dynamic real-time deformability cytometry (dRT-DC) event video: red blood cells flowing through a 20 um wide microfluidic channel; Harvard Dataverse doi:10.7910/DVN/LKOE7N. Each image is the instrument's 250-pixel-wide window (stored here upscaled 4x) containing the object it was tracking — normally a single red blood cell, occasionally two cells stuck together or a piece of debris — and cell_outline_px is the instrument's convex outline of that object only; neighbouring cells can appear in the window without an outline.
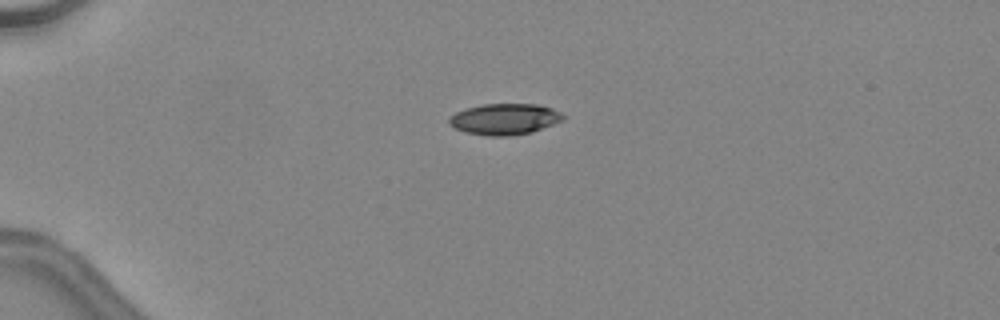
{"species": "common noctule bat (a hibernating species)", "species_latin": "Nyctalus noctula", "temperature_condition": "warm", "stored_images_in_passage": 42, "camera_frame_rate_fps": 3000, "um_per_image_px": 0.085, "animal": {"sex": "female", "body_mass_g": 24.6, "forearm_length_mm": 56.2}, "frame": {"image": 1, "passage_image": 8, "time_ms": 2.333, "image_size_px": [1000, 320], "cell_outline_px": [[564, 120], [532, 132], [508, 136], [488, 136], [464, 132], [448, 124], [448, 120], [456, 112], [468, 108], [484, 104], [540, 104], [552, 108], [560, 112], [564, 116]], "centroid_in_image_um": [42.91, 10.13], "position_along_channel_um": 42.1, "area_um2": 20.63}}
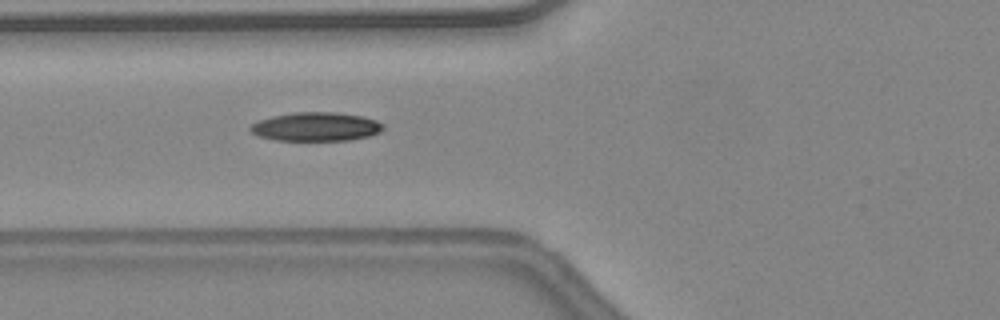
{"frame": {"image": 2, "passage_image": 15, "time_ms": 4.667, "image_size_px": [1000, 320], "cell_outline_px": [[384, 128], [380, 132], [368, 136], [352, 140], [276, 140], [260, 136], [252, 132], [248, 128], [252, 124], [260, 120], [272, 116], [296, 112], [332, 112], [360, 116], [376, 120], [384, 124]], "centroid_in_image_um": [26.88, 10.77], "position_along_channel_um": 98.9, "area_um2": 22.08}}
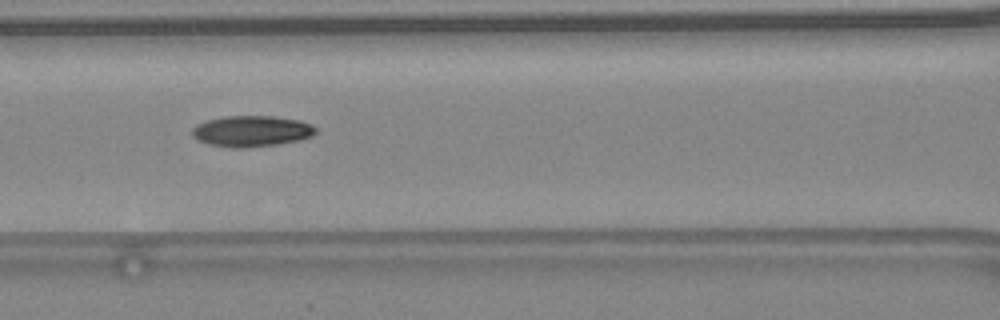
{"frame": {"image": 3, "passage_image": 18, "time_ms": 5.667, "image_size_px": [1000, 320], "cell_outline_px": [[316, 132], [312, 136], [300, 140], [276, 144], [244, 148], [232, 148], [208, 144], [196, 140], [192, 136], [192, 128], [196, 124], [208, 120], [224, 116], [272, 116], [300, 120], [312, 124], [316, 128]], "centroid_in_image_um": [21.37, 11.15], "position_along_channel_um": 145.2, "area_um2": 22.48}, "authors_computed_cell_mechanics": {"area_um2": 21.964, "velocity_mm_per_s": 4.5447, "shape_relaxation_time_tau1_ms": 10.21, "shape_relaxation_time_tau2_ms": 6.002, "deformation_change_tau1": 0.2776, "deformation_change_tau2": 0.1284}}